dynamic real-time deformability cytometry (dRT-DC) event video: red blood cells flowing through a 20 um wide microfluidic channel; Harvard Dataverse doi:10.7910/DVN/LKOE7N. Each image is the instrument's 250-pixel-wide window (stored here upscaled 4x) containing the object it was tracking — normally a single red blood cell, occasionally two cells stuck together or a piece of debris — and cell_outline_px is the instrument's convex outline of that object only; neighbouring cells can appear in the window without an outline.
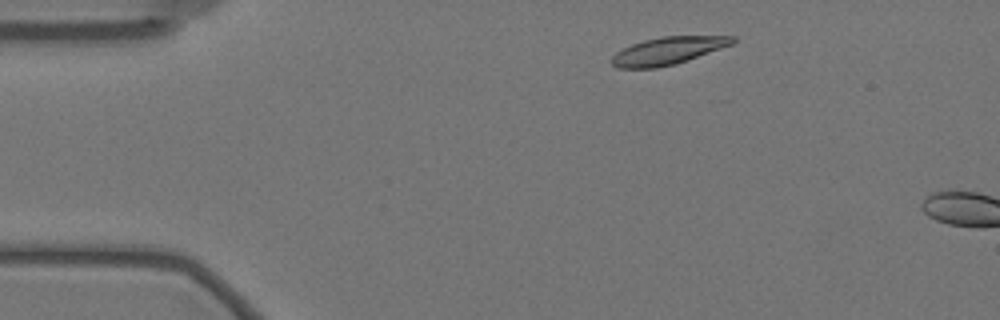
{"species": "Egyptian fruit bat (a non-hibernating species)", "species_latin": "Rousettus aegyptiacus", "temperature_condition": "warm", "stored_images_in_passage": 7, "camera_frame_rate_fps": 3000, "um_per_image_px": 0.085, "animal": {"sex": "female"}, "frame": {"image": 1, "passage_image": 4, "time_ms": 1.0, "image_size_px": [1000, 320], "cell_outline_px": [[736, 40], [732, 44], [688, 60], [676, 64], [656, 68], [620, 68], [612, 64], [612, 56], [616, 52], [632, 44], [644, 40], [660, 36], [736, 36]], "centroid_in_image_um": [56.78, 4.31], "position_along_channel_um": 28.2, "area_um2": 19.25}}